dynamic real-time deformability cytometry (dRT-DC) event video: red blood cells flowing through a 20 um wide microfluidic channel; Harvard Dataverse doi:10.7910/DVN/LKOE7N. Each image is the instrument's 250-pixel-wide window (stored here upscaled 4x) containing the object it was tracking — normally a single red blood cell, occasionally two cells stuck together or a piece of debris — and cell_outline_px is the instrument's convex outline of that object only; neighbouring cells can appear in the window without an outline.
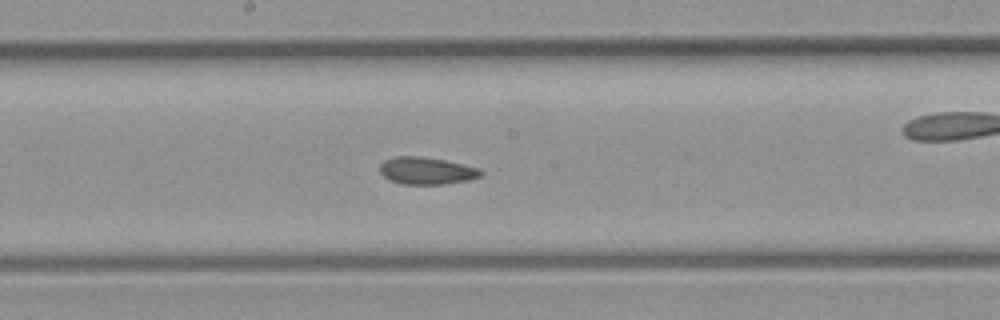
{"species": "common noctule bat (a hibernating species)", "species_latin": "Nyctalus noctula", "temperature_condition": "room temperature", "stored_images_in_passage": 32, "camera_frame_rate_fps": 3000, "um_per_image_px": 0.085, "animal": {"sex": "male", "body_mass_g": 23.1, "forearm_length_mm": 52.7}, "frame": {"image": 1, "passage_image": 19, "time_ms": 6.0, "image_size_px": [1000, 320], "cell_outline_px": [[484, 172], [480, 176], [468, 180], [444, 184], [400, 184], [388, 180], [380, 172], [380, 164], [384, 160], [396, 156], [420, 156], [444, 160], [480, 168]], "centroid_in_image_um": [36.24, 14.51], "position_along_channel_um": 212.0, "area_um2": 16.07}}
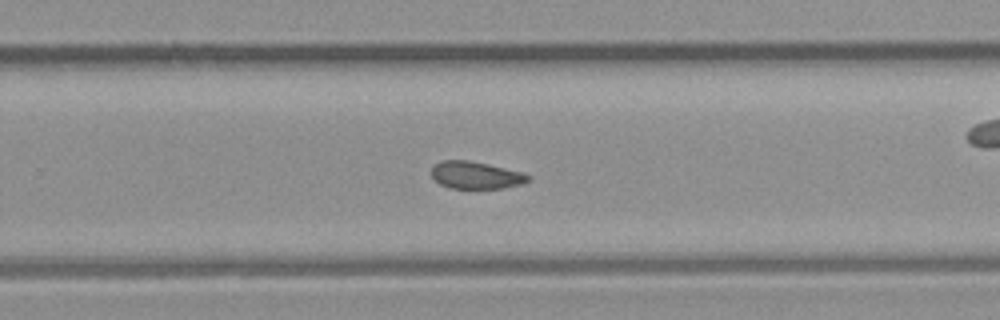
{"frame": {"image": 2, "passage_image": 23, "time_ms": 7.333, "image_size_px": [1000, 320], "cell_outline_px": [[528, 180], [520, 184], [500, 188], [452, 188], [440, 184], [432, 176], [432, 164], [440, 160], [468, 160], [488, 164], [520, 172], [528, 176]], "centroid_in_image_um": [40.36, 14.87], "position_along_channel_um": 289.4, "area_um2": 15.09}}